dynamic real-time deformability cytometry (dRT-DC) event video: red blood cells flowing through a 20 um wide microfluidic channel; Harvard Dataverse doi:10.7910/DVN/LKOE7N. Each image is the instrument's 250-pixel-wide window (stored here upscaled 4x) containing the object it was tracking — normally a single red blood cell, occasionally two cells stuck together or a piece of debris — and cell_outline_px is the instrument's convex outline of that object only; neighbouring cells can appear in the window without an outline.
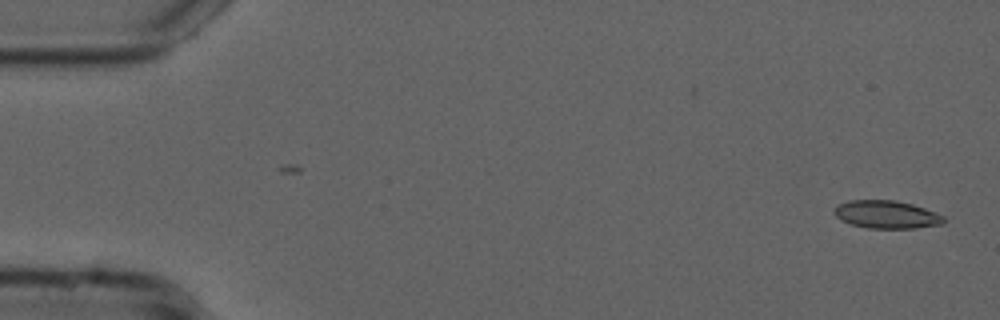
{"species": "common noctule bat (a hibernating species)", "species_latin": "Nyctalus noctula", "temperature_condition": "cold", "stored_images_in_passage": 53, "camera_frame_rate_fps": 3000, "um_per_image_px": 0.085, "animal": {"sex": "male", "forearm_length_mm": 52.5}, "frame": {"image": 1, "passage_image": 1, "time_ms": 0.0, "image_size_px": [1000, 320], "cell_outline_px": [[948, 220], [944, 224], [916, 228], [868, 228], [852, 224], [836, 216], [832, 212], [836, 204], [848, 200], [896, 200], [912, 204], [924, 208], [944, 216]], "centroid_in_image_um": [75.37, 18.23], "position_along_channel_um": 9.6, "area_um2": 17.92}}
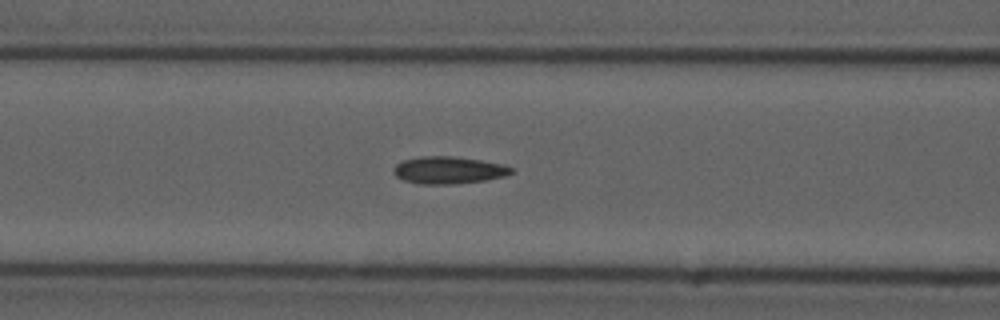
{"frame": {"image": 2, "passage_image": 21, "time_ms": 6.667, "image_size_px": [1000, 320], "cell_outline_px": [[516, 172], [504, 176], [484, 180], [452, 184], [420, 184], [404, 180], [396, 176], [392, 172], [392, 168], [396, 164], [404, 160], [424, 156], [452, 156], [480, 160], [504, 164], [512, 168]], "centroid_in_image_um": [38.13, 14.46], "position_along_channel_um": 128.5, "area_um2": 18.67}}
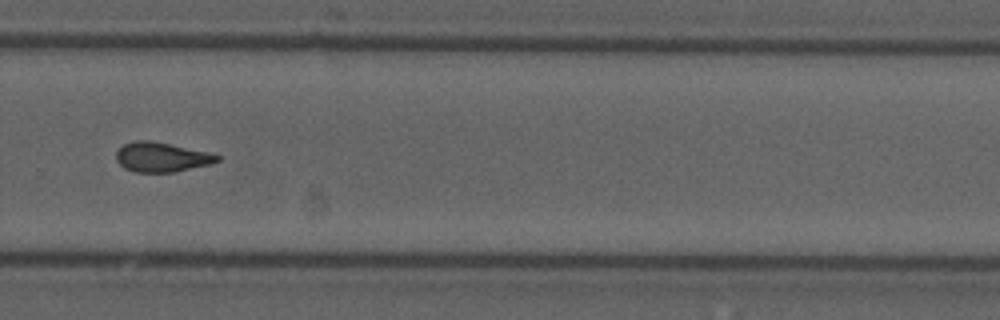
{"frame": {"image": 3, "passage_image": 36, "time_ms": 11.667, "image_size_px": [1000, 320], "cell_outline_px": [[220, 160], [212, 164], [176, 172], [132, 172], [124, 168], [116, 160], [116, 152], [124, 144], [136, 140], [152, 140], [208, 152], [220, 156]], "centroid_in_image_um": [13.74, 13.36], "position_along_channel_um": 316.1, "area_um2": 17.57}, "authors_computed_cell_mechanics": {"area_um2": 17.6868, "velocity_mm_per_s": 3.7625, "shape_relaxation_time_tau1_ms": null, "shape_relaxation_time_tau2_ms": 2.8146, "deformation_change_tau1": null, "deformation_change_tau2": 0.0968}}